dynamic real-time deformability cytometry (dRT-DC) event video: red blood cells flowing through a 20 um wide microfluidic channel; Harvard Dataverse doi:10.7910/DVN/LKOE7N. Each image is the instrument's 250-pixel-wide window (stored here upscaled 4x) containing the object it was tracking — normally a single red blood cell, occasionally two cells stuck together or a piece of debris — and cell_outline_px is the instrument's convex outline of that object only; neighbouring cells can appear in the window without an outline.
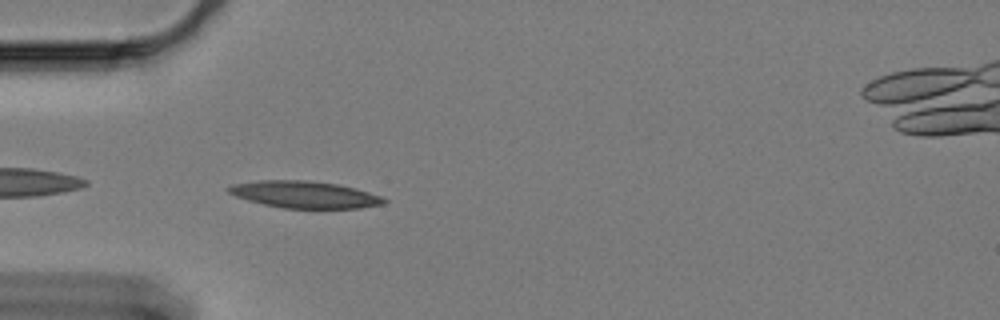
{"species": "Egyptian fruit bat (a non-hibernating species)", "species_latin": "Rousettus aegyptiacus", "temperature_condition": "cold", "stored_images_in_passage": 44, "camera_frame_rate_fps": 3000, "um_per_image_px": 0.085, "animal": {"sex": "female"}, "frame": {"image": 1, "passage_image": 2, "time_ms": 0.333, "image_size_px": [1000, 320], "cell_outline_px": [[388, 200], [384, 204], [360, 208], [284, 208], [264, 204], [248, 200], [236, 196], [228, 192], [224, 188], [232, 184], [256, 180], [304, 180], [336, 184], [356, 188], [380, 196]], "centroid_in_image_um": [25.86, 16.53], "position_along_channel_um": 59.1, "area_um2": 24.33}}
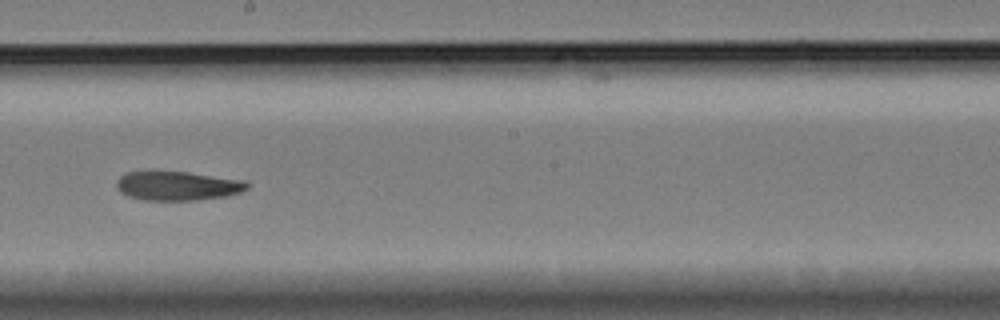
{"frame": {"image": 2, "passage_image": 18, "time_ms": 5.667, "image_size_px": [1000, 320], "cell_outline_px": [[248, 188], [240, 192], [228, 196], [200, 200], [144, 200], [128, 196], [120, 192], [116, 188], [116, 180], [120, 176], [128, 172], [188, 172], [244, 180], [248, 184]], "centroid_in_image_um": [15.09, 15.81], "position_along_channel_um": 233.1, "area_um2": 22.14}}
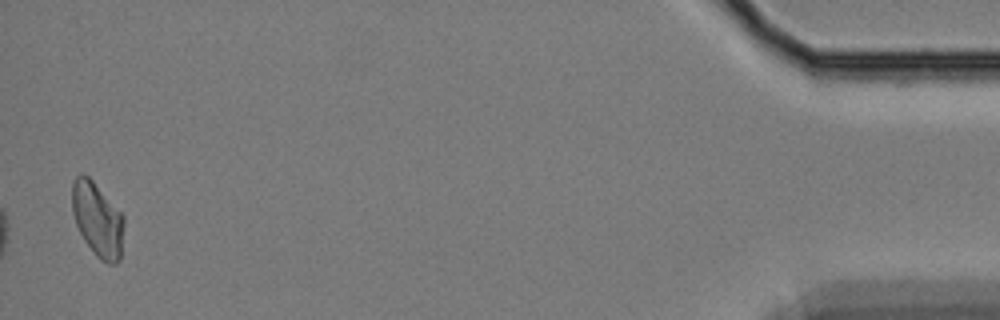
{"frame": {"image": 3, "passage_image": 43, "time_ms": 14.0, "image_size_px": [1000, 320], "cell_outline_px": [[124, 224], [120, 260], [116, 264], [108, 264], [100, 260], [96, 256], [84, 240], [76, 224], [72, 212], [72, 180], [76, 176], [84, 172], [92, 180], [124, 216]], "centroid_in_image_um": [8.28, 18.66], "position_along_channel_um": 426.9, "area_um2": 22.48}, "authors_computed_cell_mechanics": {"area_um2": 22.8599, "velocity_mm_per_s": 3.3338, "shape_relaxation_time_tau1_ms": 9.539, "shape_relaxation_time_tau2_ms": null, "deformation_change_tau1": 0.1993, "deformation_change_tau2": null}}